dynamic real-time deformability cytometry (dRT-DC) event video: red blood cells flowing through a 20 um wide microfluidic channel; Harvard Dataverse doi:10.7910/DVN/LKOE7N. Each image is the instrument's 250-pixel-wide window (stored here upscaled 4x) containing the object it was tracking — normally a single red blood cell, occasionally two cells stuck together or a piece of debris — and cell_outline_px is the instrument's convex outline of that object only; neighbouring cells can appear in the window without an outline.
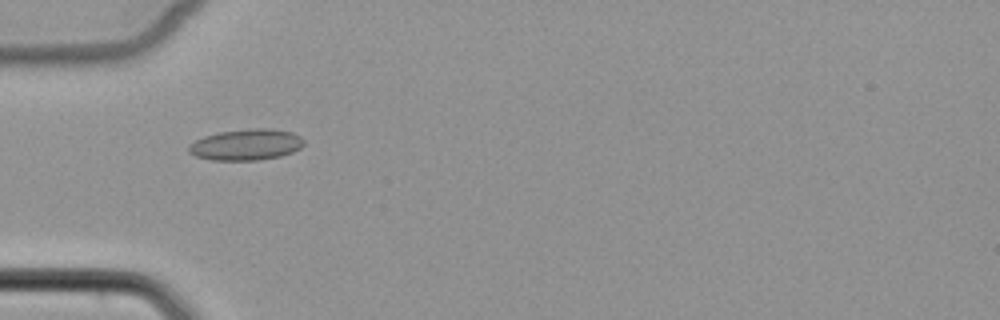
{"species": "common noctule bat (a hibernating species)", "species_latin": "Nyctalus noctula", "temperature_condition": "cold", "stored_images_in_passage": 3, "camera_frame_rate_fps": 3000, "um_per_image_px": 0.085, "animal": {"sex": "female", "body_mass_g": 22.7, "forearm_length_mm": 54.2}, "frame": {"image": 1, "passage_image": 3, "time_ms": 2.333, "image_size_px": [1000, 320], "cell_outline_px": [[304, 144], [300, 148], [292, 152], [280, 156], [256, 160], [212, 160], [196, 156], [188, 152], [188, 144], [204, 136], [220, 132], [252, 128], [272, 128], [292, 132], [300, 136], [304, 140]], "centroid_in_image_um": [20.93, 12.29], "position_along_channel_um": 64.1, "area_um2": 20.92}}